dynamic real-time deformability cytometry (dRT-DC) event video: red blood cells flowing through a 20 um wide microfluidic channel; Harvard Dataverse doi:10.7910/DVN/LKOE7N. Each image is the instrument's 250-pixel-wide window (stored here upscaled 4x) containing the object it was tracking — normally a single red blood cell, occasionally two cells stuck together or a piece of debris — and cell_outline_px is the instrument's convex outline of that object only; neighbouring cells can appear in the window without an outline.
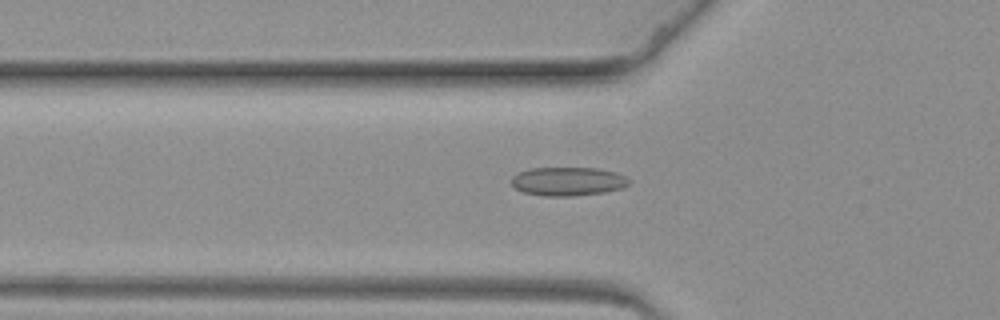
{"species": "common noctule bat (a hibernating species)", "species_latin": "Nyctalus noctula", "temperature_condition": "warm", "stored_images_in_passage": 26, "camera_frame_rate_fps": 3000, "um_per_image_px": 0.085, "animal": {"sex": "female", "body_mass_g": 19.3, "forearm_length_mm": 54.1}, "frame": {"image": 1, "passage_image": 5, "time_ms": 1.333, "image_size_px": [1000, 320], "cell_outline_px": [[632, 180], [628, 184], [620, 188], [604, 192], [576, 196], [544, 196], [524, 192], [516, 188], [512, 184], [512, 176], [520, 172], [532, 168], [600, 168], [616, 172]], "centroid_in_image_um": [48.3, 15.41], "position_along_channel_um": 77.5, "area_um2": 19.59}}
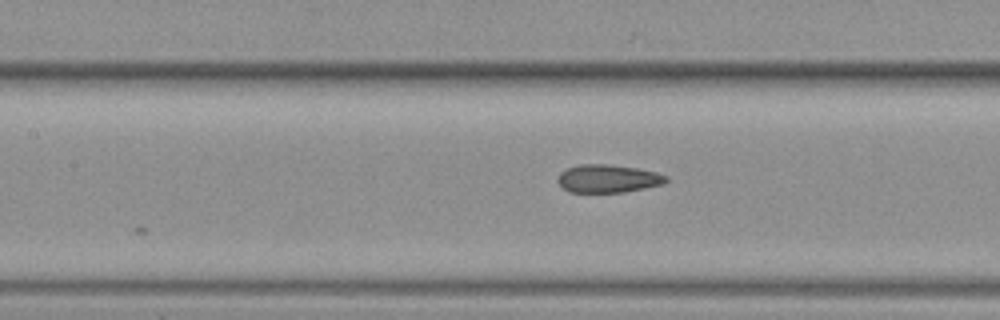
{"frame": {"image": 2, "passage_image": 12, "time_ms": 3.667, "image_size_px": [1000, 320], "cell_outline_px": [[668, 180], [664, 184], [624, 192], [568, 192], [556, 180], [560, 172], [568, 168], [580, 164], [608, 164], [636, 168], [656, 172], [668, 176]], "centroid_in_image_um": [51.68, 15.18], "position_along_channel_um": 155.7, "area_um2": 17.69}}
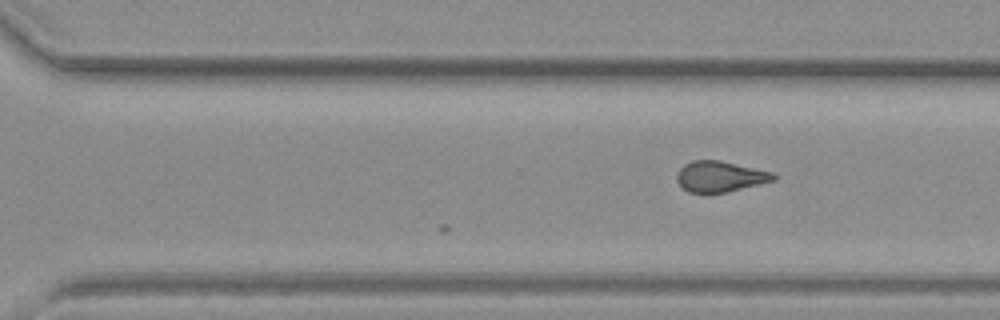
{"frame": {"image": 3, "passage_image": 26, "time_ms": 8.333, "image_size_px": [1000, 320], "cell_outline_px": [[776, 180], [728, 192], [708, 196], [704, 196], [688, 192], [676, 180], [676, 172], [684, 164], [692, 160], [720, 160], [772, 172], [776, 176]], "centroid_in_image_um": [61.16, 15.04], "position_along_channel_um": 309.4, "area_um2": 17.92}}